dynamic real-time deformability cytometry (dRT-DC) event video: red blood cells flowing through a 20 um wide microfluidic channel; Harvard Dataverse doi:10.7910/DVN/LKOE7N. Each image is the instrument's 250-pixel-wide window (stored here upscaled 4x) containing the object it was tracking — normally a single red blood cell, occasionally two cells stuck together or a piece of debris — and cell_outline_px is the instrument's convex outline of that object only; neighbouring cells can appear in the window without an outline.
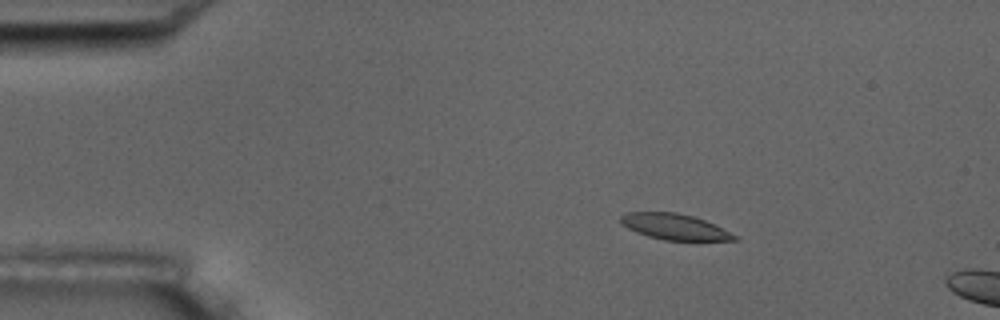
{"species": "common noctule bat (a hibernating species)", "species_latin": "Nyctalus noctula", "temperature_condition": "room temperature", "stored_images_in_passage": 5, "camera_frame_rate_fps": 3000, "um_per_image_px": 0.085, "animal": {"sex": "male", "body_mass_g": 17.5, "forearm_length_mm": 52.3}, "frame": {"image": 1, "passage_image": 3, "time_ms": 2.333, "image_size_px": [1000, 320], "cell_outline_px": [[740, 240], [664, 240], [648, 236], [636, 232], [620, 224], [620, 216], [624, 212], [676, 212], [692, 216], [704, 220], [740, 236]], "centroid_in_image_um": [57.33, 19.27], "position_along_channel_um": 27.7, "area_um2": 17.17}}